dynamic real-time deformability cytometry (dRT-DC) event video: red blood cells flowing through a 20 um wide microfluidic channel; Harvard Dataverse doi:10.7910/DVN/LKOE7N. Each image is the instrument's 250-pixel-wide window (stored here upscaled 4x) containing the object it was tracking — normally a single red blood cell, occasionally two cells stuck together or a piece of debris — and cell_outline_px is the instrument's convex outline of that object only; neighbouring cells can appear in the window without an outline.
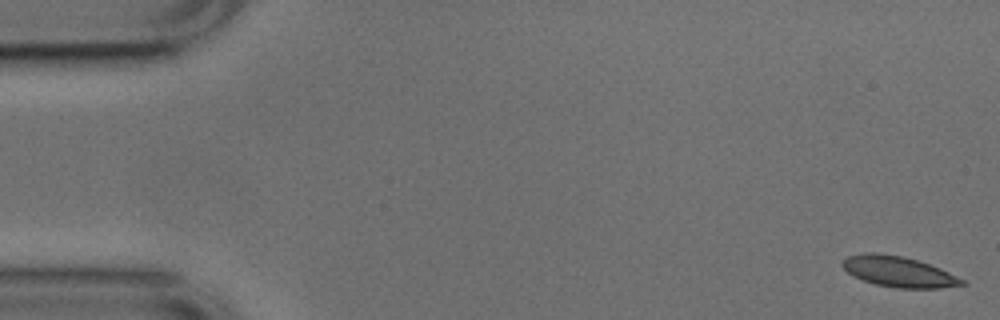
{"species": "common noctule bat (a hibernating species)", "species_latin": "Nyctalus noctula", "temperature_condition": "cold", "stored_images_in_passage": 16, "camera_frame_rate_fps": 3000, "um_per_image_px": 0.085, "animal": {"sex": "male", "body_mass_g": 17.9, "forearm_length_mm": 54.2}, "frame": {"image": 1, "passage_image": 1, "time_ms": 0.0, "image_size_px": [1000, 320], "cell_outline_px": [[968, 284], [940, 288], [900, 288], [876, 284], [852, 276], [840, 264], [848, 256], [864, 252], [872, 252], [904, 256], [940, 268], [964, 280]], "centroid_in_image_um": [76.37, 23.08], "position_along_channel_um": 8.6, "area_um2": 21.15}}